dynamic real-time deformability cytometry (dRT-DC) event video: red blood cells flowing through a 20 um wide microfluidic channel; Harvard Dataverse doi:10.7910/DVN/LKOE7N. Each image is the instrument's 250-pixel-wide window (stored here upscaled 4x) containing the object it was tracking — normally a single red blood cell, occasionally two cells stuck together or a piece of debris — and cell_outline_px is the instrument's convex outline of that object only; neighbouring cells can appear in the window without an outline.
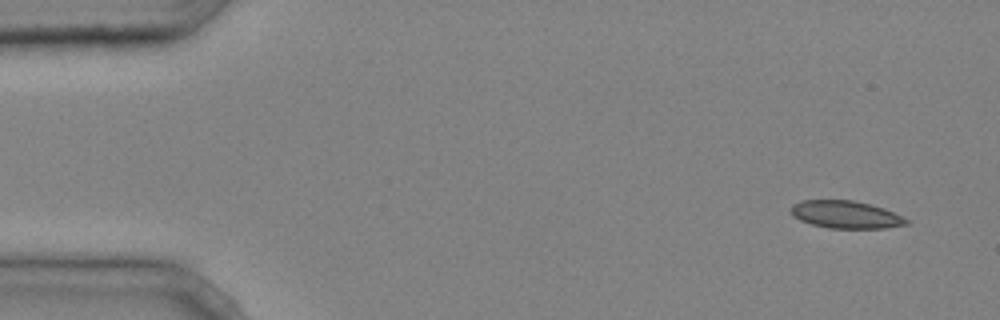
{"species": "common noctule bat (a hibernating species)", "species_latin": "Nyctalus noctula", "temperature_condition": "cold", "stored_images_in_passage": 6, "camera_frame_rate_fps": 3000, "um_per_image_px": 0.085, "animal": {"sex": "male", "body_mass_g": 20.4}, "frame": {"image": 1, "passage_image": 1, "time_ms": 0.0, "image_size_px": [1000, 320], "cell_outline_px": [[908, 224], [884, 228], [828, 228], [812, 224], [800, 220], [792, 216], [792, 204], [800, 200], [852, 200], [884, 208], [908, 220]], "centroid_in_image_um": [71.85, 18.24], "position_along_channel_um": 13.1, "area_um2": 18.32}}
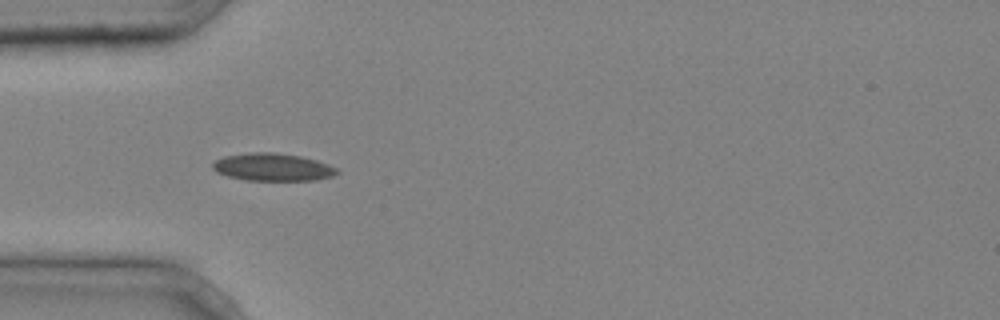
{"frame": {"image": 2, "passage_image": 4, "time_ms": 1.0, "image_size_px": [1000, 320], "cell_outline_px": [[340, 172], [332, 176], [316, 180], [244, 180], [228, 176], [216, 172], [212, 168], [212, 164], [216, 160], [224, 156], [252, 152], [272, 152], [300, 156], [316, 160], [340, 168]], "centroid_in_image_um": [23.2, 14.21], "position_along_channel_um": 61.8, "area_um2": 20.06}}